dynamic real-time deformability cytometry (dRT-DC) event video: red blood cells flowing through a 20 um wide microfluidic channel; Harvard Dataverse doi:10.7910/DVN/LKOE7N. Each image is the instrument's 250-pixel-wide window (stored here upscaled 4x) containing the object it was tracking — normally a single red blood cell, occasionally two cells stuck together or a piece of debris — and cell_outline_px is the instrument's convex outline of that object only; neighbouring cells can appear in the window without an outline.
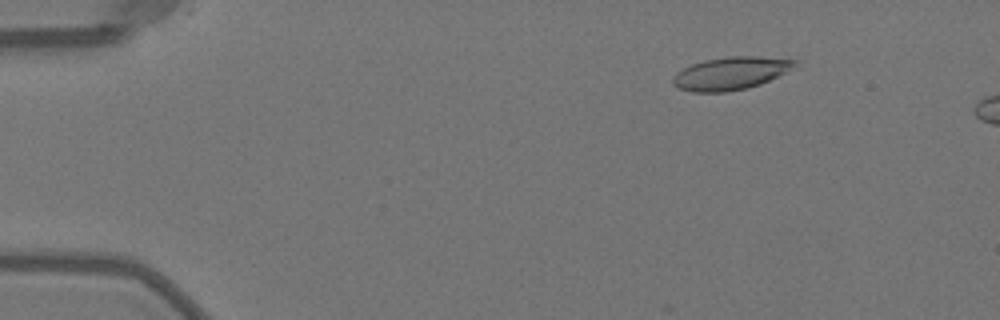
{"species": "Egyptian fruit bat (a non-hibernating species)", "species_latin": "Rousettus aegyptiacus", "temperature_condition": "warm", "stored_images_in_passage": 14, "camera_frame_rate_fps": 3000, "um_per_image_px": 0.085, "animal": {"sex": "female"}, "frame": {"image": 1, "passage_image": 7, "time_ms": 2.0, "image_size_px": [1000, 320], "cell_outline_px": [[796, 64], [784, 72], [760, 84], [748, 88], [724, 92], [692, 92], [680, 88], [672, 84], [672, 76], [676, 72], [692, 64], [704, 60], [728, 56], [756, 56], [796, 60]], "centroid_in_image_um": [62.03, 6.23], "position_along_channel_um": 23.0, "area_um2": 23.0}}